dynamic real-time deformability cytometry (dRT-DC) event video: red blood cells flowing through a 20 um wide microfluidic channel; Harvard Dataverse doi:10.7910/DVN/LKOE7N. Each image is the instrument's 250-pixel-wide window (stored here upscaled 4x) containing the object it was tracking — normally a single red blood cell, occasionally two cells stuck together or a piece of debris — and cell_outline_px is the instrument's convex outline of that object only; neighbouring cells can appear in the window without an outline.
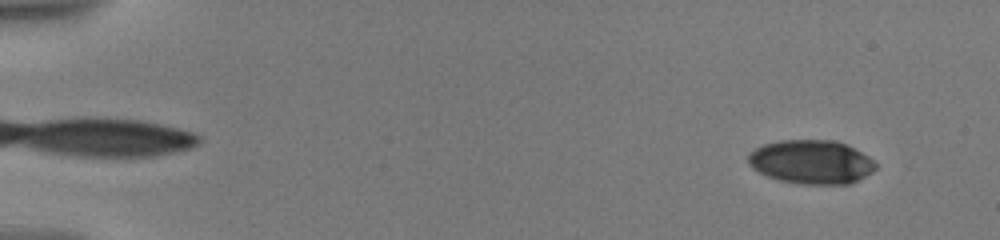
{"species": "human", "species_latin": "Homo sapiens", "temperature_condition": "warm", "stored_images_in_passage": 51, "camera_frame_rate_fps": 3000, "um_per_image_px": 0.085, "donor": {"sex": "male"}, "frame": {"image": 1, "passage_image": 3, "time_ms": 1.0, "image_size_px": [1000, 240], "cell_outline_px": [[876, 168], [872, 172], [852, 184], [800, 184], [780, 180], [768, 176], [752, 168], [748, 160], [748, 156], [756, 148], [764, 144], [780, 140], [836, 140], [848, 144], [868, 156], [876, 164]], "centroid_in_image_um": [69.0, 13.76], "position_along_channel_um": 16.0, "area_um2": 32.6}}
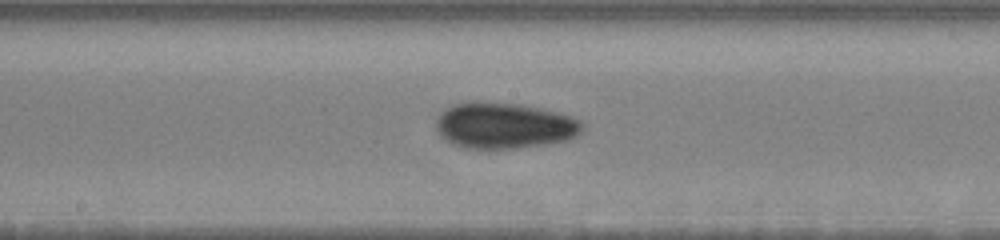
{"frame": {"image": 2, "passage_image": 22, "time_ms": 10.333, "image_size_px": [1000, 240], "cell_outline_px": [[584, 128], [576, 136], [568, 140], [544, 144], [516, 148], [464, 148], [452, 144], [444, 140], [436, 132], [436, 120], [440, 112], [452, 104], [472, 100], [476, 100], [520, 104], [540, 108], [572, 116], [580, 120], [584, 124]], "centroid_in_image_um": [42.82, 10.65], "position_along_channel_um": 205.4, "area_um2": 39.77}}
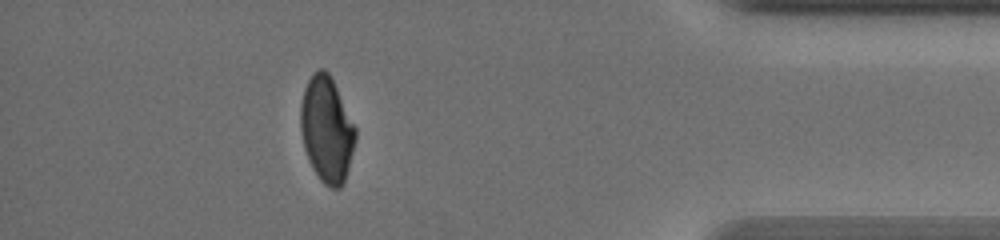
{"frame": {"image": 3, "passage_image": 42, "time_ms": 17.0, "image_size_px": [1000, 240], "cell_outline_px": [[356, 136], [344, 184], [340, 188], [332, 188], [324, 184], [320, 180], [312, 168], [308, 160], [304, 148], [300, 128], [300, 104], [304, 88], [312, 72], [316, 68], [324, 68], [328, 72], [356, 128]], "centroid_in_image_um": [27.74, 11.0], "position_along_channel_um": 407.5, "area_um2": 33.76}, "authors_computed_cell_mechanics": {"area_um2": 34.7378, "velocity_mm_per_s": 3.5481, "shape_relaxation_time_tau1_ms": 8.3259, "shape_relaxation_time_tau2_ms": 2.9125, "deformation_change_tau1": 0.1829, "deformation_change_tau2": 0.0697}}